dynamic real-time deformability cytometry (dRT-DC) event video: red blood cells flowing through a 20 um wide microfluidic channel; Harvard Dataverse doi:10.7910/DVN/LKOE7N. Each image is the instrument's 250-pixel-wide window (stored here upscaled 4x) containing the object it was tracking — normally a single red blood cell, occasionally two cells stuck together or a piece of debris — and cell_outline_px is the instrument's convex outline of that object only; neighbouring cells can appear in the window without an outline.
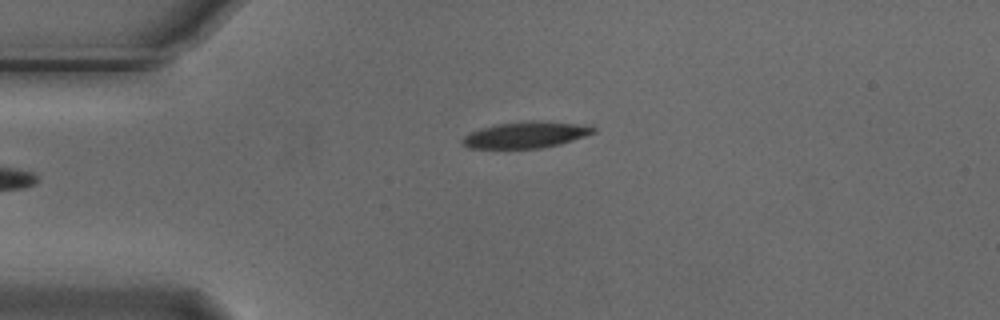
{"species": "Egyptian fruit bat (a non-hibernating species)", "species_latin": "Rousettus aegyptiacus", "temperature_condition": "cold", "stored_images_in_passage": 6, "camera_frame_rate_fps": 3000, "um_per_image_px": 0.085, "animal": {"sex": "male"}, "frame": {"image": 1, "passage_image": 6, "time_ms": 1.667, "image_size_px": [1000, 320], "cell_outline_px": [[596, 132], [572, 140], [540, 148], [468, 148], [460, 144], [460, 140], [468, 132], [480, 128], [496, 124], [532, 120], [540, 120], [576, 124], [596, 128]], "centroid_in_image_um": [44.59, 11.45], "position_along_channel_um": 40.4, "area_um2": 20.0}}